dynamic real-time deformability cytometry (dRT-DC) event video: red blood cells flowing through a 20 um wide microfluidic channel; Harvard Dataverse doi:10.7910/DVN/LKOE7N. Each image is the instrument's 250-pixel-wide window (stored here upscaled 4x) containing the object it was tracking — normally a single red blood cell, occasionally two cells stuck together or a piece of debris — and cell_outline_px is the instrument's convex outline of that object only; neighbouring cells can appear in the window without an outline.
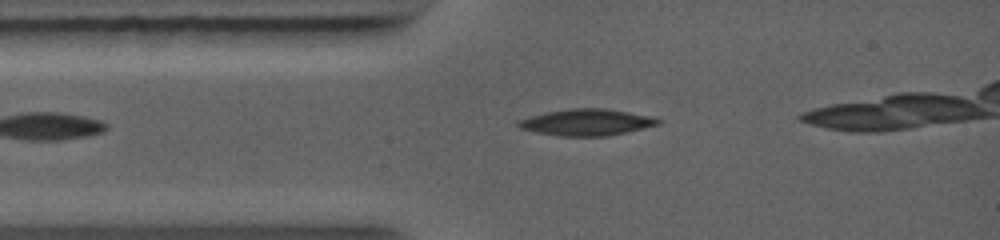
{"species": "common noctule bat (a hibernating species)", "species_latin": "Nyctalus noctula", "temperature_condition": "warm", "stored_images_in_passage": 7, "segment_of_instrument_passage": [1, 2], "camera_frame_rate_fps": 5000, "um_per_image_px": 0.085, "animal": {"sex": "female", "body_mass_g": 19.0, "forearm_length_mm": 56.7}, "frame": {"image": 1, "passage_image": 3, "time_ms": 1.8, "image_size_px": [1000, 240], "cell_outline_px": [[664, 120], [660, 124], [644, 128], [608, 136], [560, 136], [536, 132], [520, 128], [516, 124], [516, 120], [528, 116], [548, 112], [572, 108], [604, 108], [652, 116]], "centroid_in_image_um": [49.87, 10.39], "position_along_channel_um": 35.1, "area_um2": 21.68}}
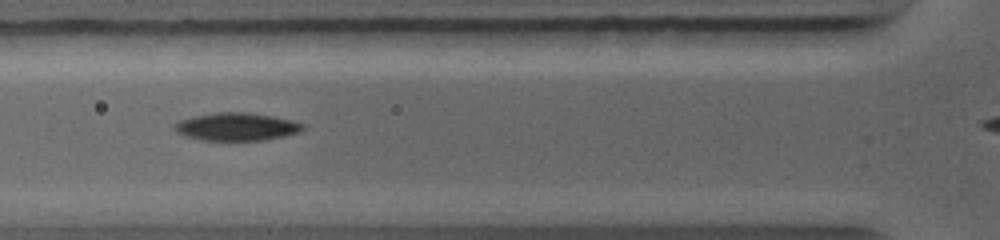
{"frame": {"image": 2, "passage_image": 5, "time_ms": 3.4, "image_size_px": [1000, 240], "cell_outline_px": [[304, 128], [300, 132], [284, 136], [264, 140], [200, 140], [184, 136], [176, 132], [172, 128], [172, 124], [180, 120], [192, 116], [212, 112], [248, 112], [272, 116], [292, 120], [304, 124]], "centroid_in_image_um": [20.05, 10.76], "position_along_channel_um": 105.7, "area_um2": 21.1}}